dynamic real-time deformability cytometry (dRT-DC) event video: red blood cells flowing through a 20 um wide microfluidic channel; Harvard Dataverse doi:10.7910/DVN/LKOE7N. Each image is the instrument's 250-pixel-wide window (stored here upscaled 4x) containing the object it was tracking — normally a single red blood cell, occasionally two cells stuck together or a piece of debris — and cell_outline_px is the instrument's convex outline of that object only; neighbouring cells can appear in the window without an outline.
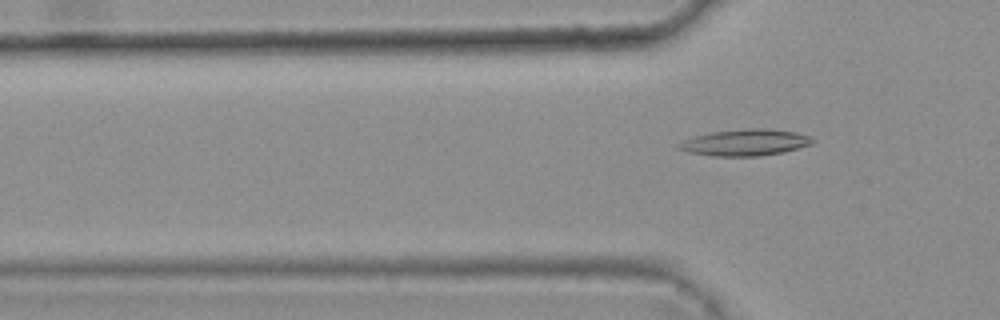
{"species": "common noctule bat (a hibernating species)", "species_latin": "Nyctalus noctula", "temperature_condition": "warm", "stored_images_in_passage": 6, "segment_of_instrument_passage": [2, 2], "camera_frame_rate_fps": 3000, "um_per_image_px": 0.085, "animal": {"sex": "female", "body_mass_g": 25.1}, "frame": {"image": 1, "passage_image": 6, "time_ms": 1.667, "image_size_px": [1000, 320], "cell_outline_px": [[816, 140], [812, 144], [784, 152], [760, 156], [712, 156], [688, 152], [676, 148], [676, 144], [684, 140], [696, 136], [712, 132], [748, 128], [768, 128], [796, 132], [808, 136]], "centroid_in_image_um": [63.35, 12.11], "position_along_channel_um": 62.5, "area_um2": 20.69}}